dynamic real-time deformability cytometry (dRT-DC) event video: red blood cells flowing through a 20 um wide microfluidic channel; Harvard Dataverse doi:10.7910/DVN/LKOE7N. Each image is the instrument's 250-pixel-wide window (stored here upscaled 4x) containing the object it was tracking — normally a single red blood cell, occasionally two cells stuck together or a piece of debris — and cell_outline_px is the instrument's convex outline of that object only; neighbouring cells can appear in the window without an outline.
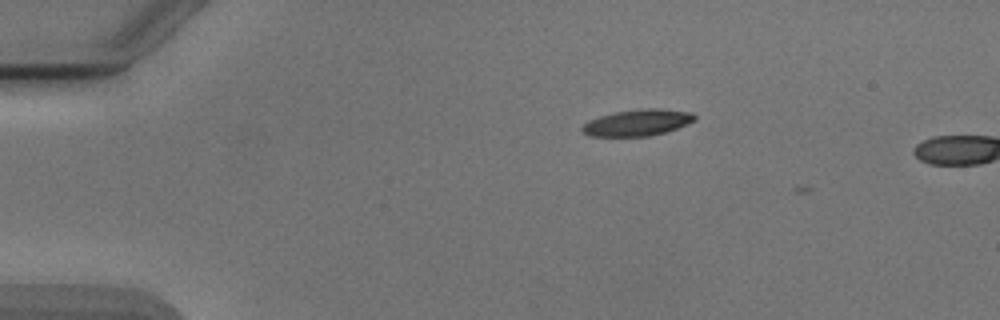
{"species": "Egyptian fruit bat (a non-hibernating species)", "species_latin": "Rousettus aegyptiacus", "temperature_condition": "cold", "stored_images_in_passage": 3, "camera_frame_rate_fps": 3000, "um_per_image_px": 0.085, "animal": {"sex": "male"}, "frame": {"image": 1, "passage_image": 2, "time_ms": 1.333, "image_size_px": [1000, 320], "cell_outline_px": [[696, 120], [676, 128], [664, 132], [648, 136], [588, 136], [580, 128], [588, 120], [600, 116], [616, 112], [648, 108], [660, 108], [692, 112], [696, 116]], "centroid_in_image_um": [54.19, 10.42], "position_along_channel_um": 30.8, "area_um2": 17.17}}